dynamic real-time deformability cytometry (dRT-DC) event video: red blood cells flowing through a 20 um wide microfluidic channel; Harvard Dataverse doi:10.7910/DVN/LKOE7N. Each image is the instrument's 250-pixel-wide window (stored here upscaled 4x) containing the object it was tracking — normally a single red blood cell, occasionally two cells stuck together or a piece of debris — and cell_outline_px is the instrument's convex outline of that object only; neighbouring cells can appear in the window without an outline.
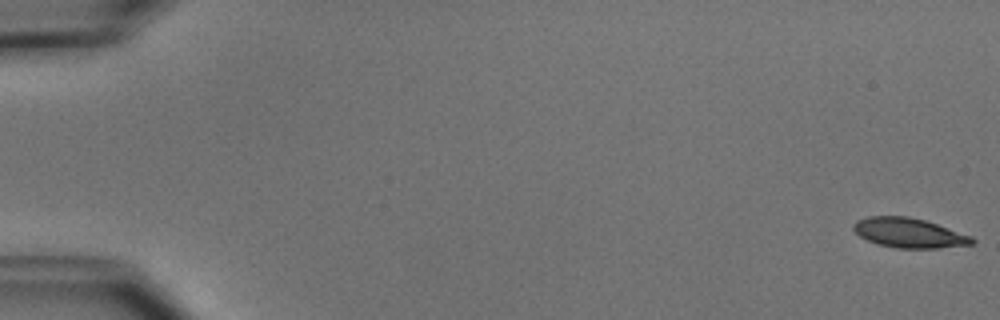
{"species": "common noctule bat (a hibernating species)", "species_latin": "Nyctalus noctula", "temperature_condition": "cold", "stored_images_in_passage": 18, "camera_frame_rate_fps": 3000, "um_per_image_px": 0.085, "animal": {"sex": "male", "body_mass_g": 15.6}, "frame": {"image": 1, "passage_image": 1, "time_ms": 0.0, "image_size_px": [1000, 320], "cell_outline_px": [[976, 244], [940, 248], [896, 248], [876, 244], [860, 236], [852, 228], [852, 224], [856, 220], [868, 216], [908, 216], [924, 220], [972, 236], [976, 240]], "centroid_in_image_um": [77.27, 19.8], "position_along_channel_um": 7.7, "area_um2": 20.63}}
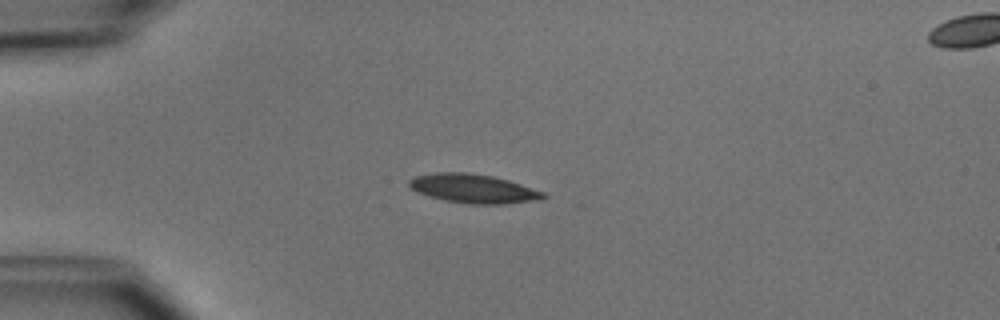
{"frame": {"image": 2, "passage_image": 14, "time_ms": 4.333, "image_size_px": [1000, 320], "cell_outline_px": [[548, 196], [540, 200], [504, 204], [468, 204], [444, 200], [428, 196], [416, 192], [408, 188], [408, 180], [412, 176], [436, 172], [468, 172], [492, 176], [508, 180], [544, 192]], "centroid_in_image_um": [40.18, 16.03], "position_along_channel_um": 44.8, "area_um2": 22.95}}